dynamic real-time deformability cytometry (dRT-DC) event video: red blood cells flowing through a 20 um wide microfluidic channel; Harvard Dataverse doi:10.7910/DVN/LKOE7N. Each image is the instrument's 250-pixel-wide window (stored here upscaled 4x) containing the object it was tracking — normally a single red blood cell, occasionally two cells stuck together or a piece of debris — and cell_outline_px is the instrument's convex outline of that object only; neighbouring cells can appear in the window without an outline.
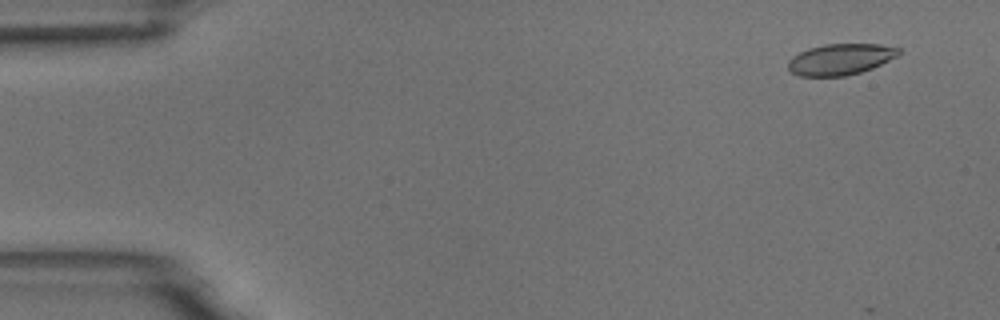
{"species": "common noctule bat (a hibernating species)", "species_latin": "Nyctalus noctula", "temperature_condition": "room temperature", "stored_images_in_passage": 8, "camera_frame_rate_fps": 3000, "um_per_image_px": 0.085, "animal": {"sex": "male", "body_mass_g": 18.8}, "frame": {"image": 1, "passage_image": 1, "time_ms": 0.0, "image_size_px": [1000, 320], "cell_outline_px": [[900, 52], [896, 56], [872, 68], [860, 72], [844, 76], [800, 76], [792, 72], [788, 68], [788, 60], [792, 56], [808, 48], [824, 44], [880, 44], [900, 48]], "centroid_in_image_um": [71.41, 5.03], "position_along_channel_um": 13.6, "area_um2": 19.94}}
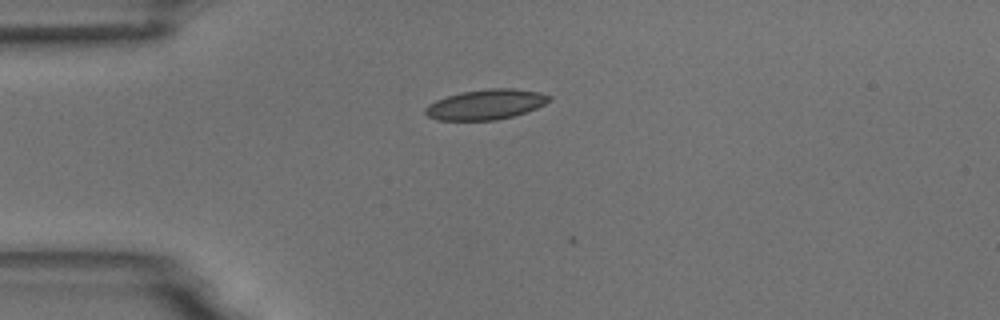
{"frame": {"image": 2, "passage_image": 4, "time_ms": 3.333, "image_size_px": [1000, 320], "cell_outline_px": [[552, 100], [536, 108], [512, 116], [496, 120], [436, 120], [428, 116], [424, 112], [424, 108], [428, 104], [436, 100], [460, 92], [488, 88], [512, 88], [540, 92], [552, 96]], "centroid_in_image_um": [41.29, 8.87], "position_along_channel_um": 43.7, "area_um2": 21.79}}